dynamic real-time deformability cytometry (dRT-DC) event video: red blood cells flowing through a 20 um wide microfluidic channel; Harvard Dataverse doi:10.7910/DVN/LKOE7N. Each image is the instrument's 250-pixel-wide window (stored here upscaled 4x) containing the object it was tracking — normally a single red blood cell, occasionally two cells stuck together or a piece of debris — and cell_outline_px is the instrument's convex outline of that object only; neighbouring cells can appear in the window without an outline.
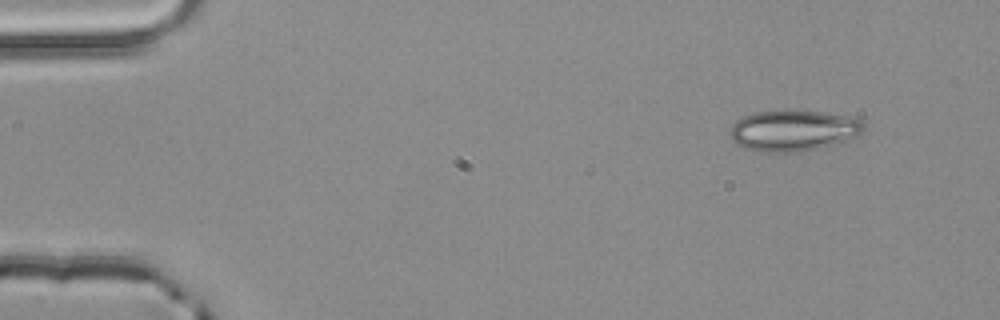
{"species": "common noctule bat (a hibernating species)", "species_latin": "Nyctalus noctula", "temperature_condition": "room temperature", "stored_images_in_passage": 2, "camera_frame_rate_fps": 3000, "um_per_image_px": 0.085, "animal": {"sex": "male", "body_mass_g": 20.4}, "frame": {"image": 1, "passage_image": 1, "time_ms": 0.0, "image_size_px": [1000, 320], "cell_outline_px": [[868, 128], [860, 136], [832, 144], [816, 148], [796, 152], [768, 152], [744, 148], [736, 144], [728, 132], [732, 124], [736, 120], [744, 116], [756, 112], [788, 108], [824, 112], [852, 116], [860, 120]], "centroid_in_image_um": [67.46, 11.05], "position_along_channel_um": 17.5, "area_um2": 32.66}}